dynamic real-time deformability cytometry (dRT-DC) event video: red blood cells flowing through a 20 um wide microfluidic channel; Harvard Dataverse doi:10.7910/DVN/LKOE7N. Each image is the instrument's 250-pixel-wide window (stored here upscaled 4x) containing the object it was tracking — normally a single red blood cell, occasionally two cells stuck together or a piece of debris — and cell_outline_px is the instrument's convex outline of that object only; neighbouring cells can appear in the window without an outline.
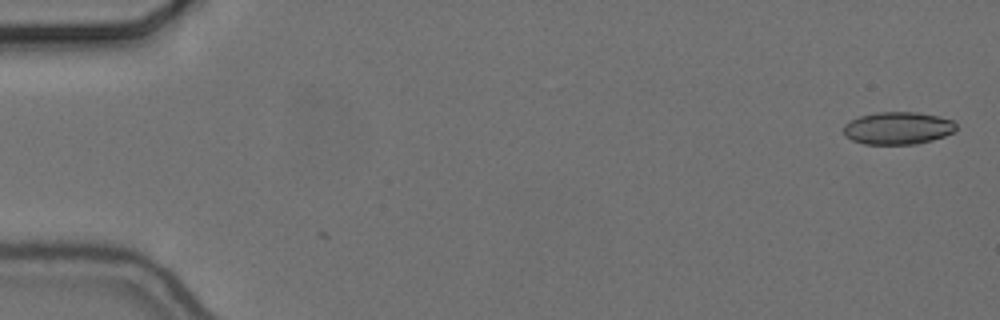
{"species": "common noctule bat (a hibernating species)", "species_latin": "Nyctalus noctula", "temperature_condition": "cold", "stored_images_in_passage": 3, "camera_frame_rate_fps": 3000, "um_per_image_px": 0.085, "animal": {"sex": "female", "body_mass_g": 24.6, "forearm_length_mm": 56.2}, "frame": {"image": 1, "passage_image": 3, "time_ms": 0.667, "image_size_px": [1000, 320], "cell_outline_px": [[956, 128], [952, 132], [944, 136], [932, 140], [916, 144], [864, 144], [852, 140], [844, 136], [844, 124], [860, 116], [876, 112], [916, 112], [936, 116], [952, 120], [956, 124]], "centroid_in_image_um": [76.29, 10.89], "position_along_channel_um": 8.7, "area_um2": 21.21}}